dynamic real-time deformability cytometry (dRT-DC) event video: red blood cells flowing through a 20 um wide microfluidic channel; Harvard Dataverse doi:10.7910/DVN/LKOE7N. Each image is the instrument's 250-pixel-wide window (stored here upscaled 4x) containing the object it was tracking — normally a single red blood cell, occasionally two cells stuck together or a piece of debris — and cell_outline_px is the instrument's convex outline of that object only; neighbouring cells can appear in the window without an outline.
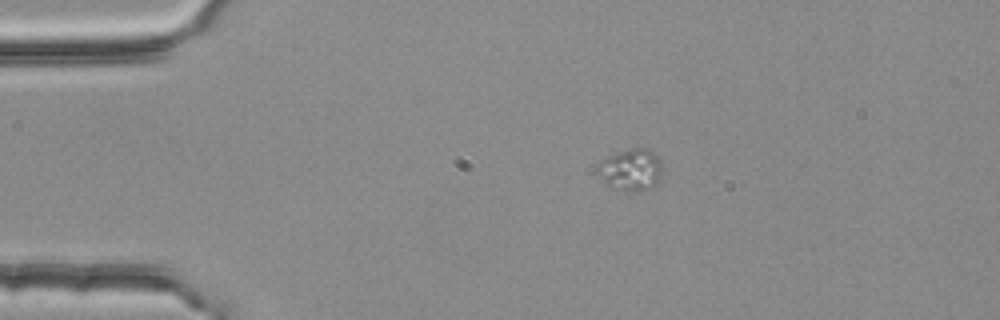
{"species": "common noctule bat (a hibernating species)", "species_latin": "Nyctalus noctula", "temperature_condition": "room temperature", "stored_images_in_passage": 3, "camera_frame_rate_fps": 3000, "um_per_image_px": 0.085, "animal": {"sex": "female", "body_mass_g": 25.1}, "frame": {"image": 1, "passage_image": 2, "time_ms": 0.333, "image_size_px": [1000, 320], "cell_outline_px": [[664, 168], [660, 180], [652, 188], [632, 192], [616, 188], [608, 184], [596, 172], [596, 164], [600, 160], [620, 152], [632, 148], [648, 148], [660, 160]], "centroid_in_image_um": [53.66, 14.43], "position_along_channel_um": 31.3, "area_um2": 15.84}}